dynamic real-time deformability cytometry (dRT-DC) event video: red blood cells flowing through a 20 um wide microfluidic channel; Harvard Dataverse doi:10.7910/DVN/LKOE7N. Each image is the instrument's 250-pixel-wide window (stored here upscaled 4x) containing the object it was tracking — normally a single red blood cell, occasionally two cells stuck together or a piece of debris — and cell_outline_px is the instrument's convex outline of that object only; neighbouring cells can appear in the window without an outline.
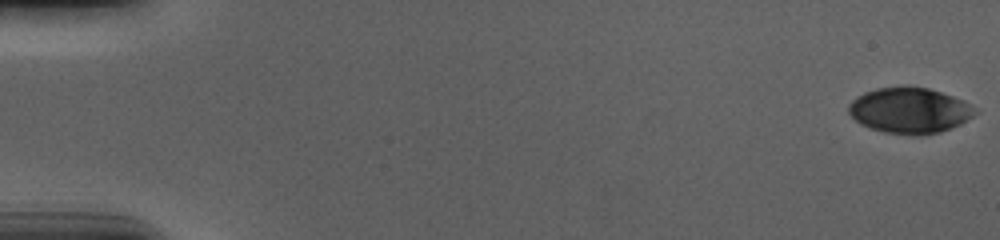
{"species": "human", "species_latin": "Homo sapiens", "temperature_condition": "cold", "stored_images_in_passage": 19, "camera_frame_rate_fps": 3000, "um_per_image_px": 0.085, "donor": {"sex": "male"}, "frame": {"image": 1, "passage_image": 1, "time_ms": 0.0, "image_size_px": [1000, 240], "cell_outline_px": [[980, 112], [960, 124], [940, 132], [924, 136], [912, 136], [884, 132], [860, 124], [848, 112], [848, 104], [856, 96], [864, 92], [876, 88], [904, 84], [908, 84], [928, 88], [964, 100]], "centroid_in_image_um": [77.31, 9.37], "position_along_channel_um": 7.7, "area_um2": 34.39}}
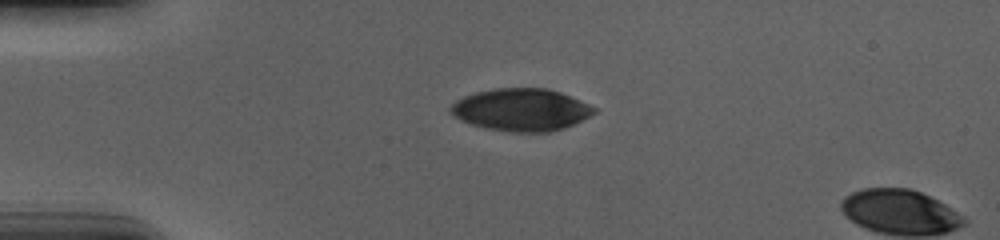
{"frame": {"image": 2, "passage_image": 15, "time_ms": 4.667, "image_size_px": [1000, 240], "cell_outline_px": [[596, 112], [564, 128], [548, 132], [508, 132], [488, 128], [472, 124], [460, 120], [448, 108], [456, 100], [464, 96], [476, 92], [496, 88], [548, 88], [560, 92], [588, 104], [596, 108]], "centroid_in_image_um": [44.28, 9.32], "position_along_channel_um": 40.7, "area_um2": 35.08}}